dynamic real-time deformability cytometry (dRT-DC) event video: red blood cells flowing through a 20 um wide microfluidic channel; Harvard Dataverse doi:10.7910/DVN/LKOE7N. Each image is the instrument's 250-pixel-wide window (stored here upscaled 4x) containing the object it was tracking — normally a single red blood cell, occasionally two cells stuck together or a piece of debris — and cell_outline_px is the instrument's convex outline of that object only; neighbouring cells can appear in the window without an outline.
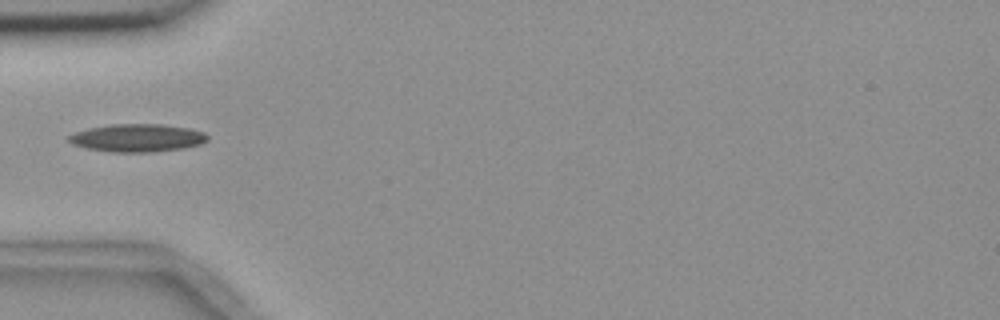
{"species": "common noctule bat (a hibernating species)", "species_latin": "Nyctalus noctula", "temperature_condition": "room temperature", "stored_images_in_passage": 8, "camera_frame_rate_fps": 3000, "um_per_image_px": 0.085, "animal": {"sex": "female", "body_mass_g": 18.4}, "frame": {"image": 1, "passage_image": 5, "time_ms": 5.0, "image_size_px": [1000, 320], "cell_outline_px": [[208, 140], [200, 144], [184, 148], [152, 152], [112, 152], [88, 148], [72, 144], [64, 140], [68, 136], [76, 132], [88, 128], [108, 124], [160, 124], [188, 128], [204, 132], [208, 136]], "centroid_in_image_um": [11.65, 11.72], "position_along_channel_um": 73.4, "area_um2": 22.6}}
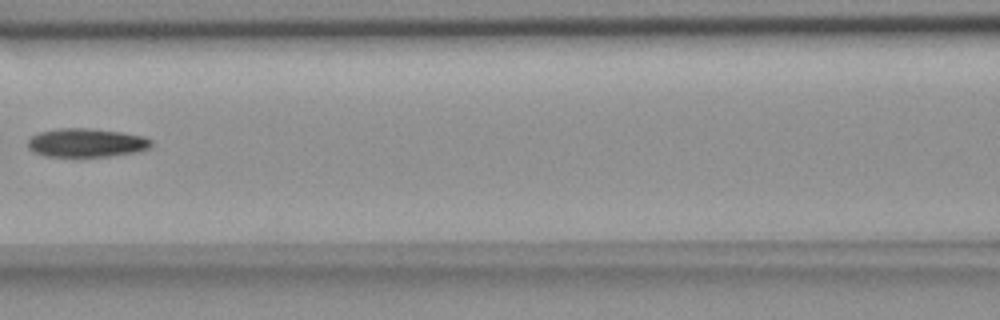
{"frame": {"image": 2, "passage_image": 7, "time_ms": 7.333, "image_size_px": [1000, 320], "cell_outline_px": [[152, 148], [140, 152], [108, 156], [44, 156], [32, 152], [28, 148], [28, 140], [32, 136], [40, 132], [60, 128], [88, 128], [120, 132], [144, 136], [152, 140]], "centroid_in_image_um": [7.38, 12.14], "position_along_channel_um": 159.2, "area_um2": 20.75}}
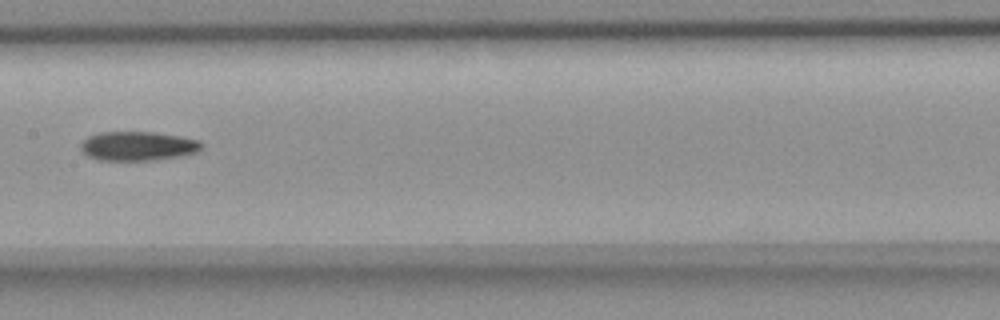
{"frame": {"image": 3, "passage_image": 8, "time_ms": 8.333, "image_size_px": [1000, 320], "cell_outline_px": [[204, 144], [196, 152], [180, 156], [148, 160], [100, 160], [88, 156], [80, 148], [80, 144], [88, 136], [100, 132], [152, 132], [180, 136], [200, 140]], "centroid_in_image_um": [11.71, 12.4], "position_along_channel_um": 195.7, "area_um2": 20.4}}